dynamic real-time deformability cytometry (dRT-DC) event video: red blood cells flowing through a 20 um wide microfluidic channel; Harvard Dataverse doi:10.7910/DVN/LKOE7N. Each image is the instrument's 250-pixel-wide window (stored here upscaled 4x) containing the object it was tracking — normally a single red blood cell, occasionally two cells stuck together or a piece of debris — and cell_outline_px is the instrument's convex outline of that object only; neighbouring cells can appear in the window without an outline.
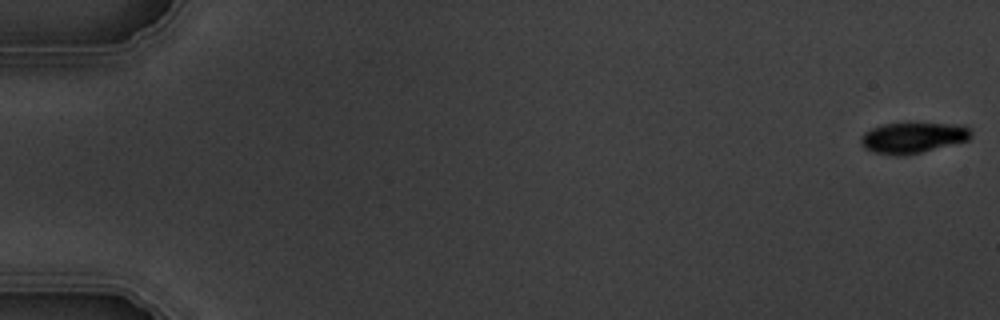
{"species": "common noctule bat (a hibernating species)", "species_latin": "Nyctalus noctula", "temperature_condition": "warm", "stored_images_in_passage": 6, "camera_frame_rate_fps": 3000, "um_per_image_px": 0.085, "animal": {"sex": "male", "body_mass_g": 19.5, "forearm_length_mm": 54.6}, "frame": {"image": 1, "passage_image": 1, "time_ms": 0.0, "image_size_px": [1000, 320], "cell_outline_px": [[972, 136], [968, 140], [920, 152], [900, 156], [896, 156], [876, 152], [864, 148], [860, 144], [860, 136], [864, 132], [872, 128], [884, 124], [964, 124], [972, 132]], "centroid_in_image_um": [77.58, 11.7], "position_along_channel_um": 7.4, "area_um2": 19.48}}
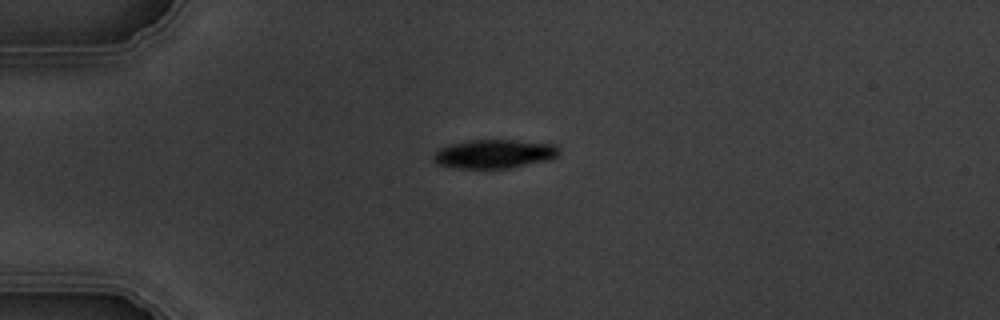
{"frame": {"image": 2, "passage_image": 5, "time_ms": 4.667, "image_size_px": [1000, 320], "cell_outline_px": [[560, 156], [548, 160], [512, 168], [456, 168], [440, 164], [432, 160], [432, 156], [440, 148], [452, 144], [468, 140], [512, 140], [556, 144], [560, 148]], "centroid_in_image_um": [42.07, 13.08], "position_along_channel_um": 42.9, "area_um2": 21.15}}